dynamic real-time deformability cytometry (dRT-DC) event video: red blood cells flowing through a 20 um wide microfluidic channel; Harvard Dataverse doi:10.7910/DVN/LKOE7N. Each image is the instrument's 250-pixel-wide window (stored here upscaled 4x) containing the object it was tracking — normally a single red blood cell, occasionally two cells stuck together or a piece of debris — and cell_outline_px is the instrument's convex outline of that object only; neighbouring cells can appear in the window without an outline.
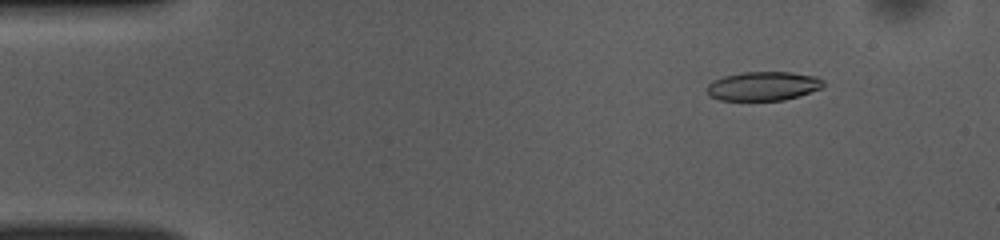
{"species": "common noctule bat (a hibernating species)", "species_latin": "Nyctalus noctula", "temperature_condition": "room temperature", "stored_images_in_passage": 50, "camera_frame_rate_fps": 3000, "um_per_image_px": 0.085, "animal": {"sex": "female", "body_mass_g": 10.0, "forearm_length_mm": 53.1}, "frame": {"image": 1, "passage_image": 6, "time_ms": 1.667, "image_size_px": [1000, 240], "cell_outline_px": [[824, 84], [820, 88], [784, 100], [720, 100], [708, 96], [704, 88], [712, 80], [724, 76], [744, 72], [792, 72], [816, 76], [824, 80]], "centroid_in_image_um": [64.8, 7.31], "position_along_channel_um": 20.2, "area_um2": 19.71}}
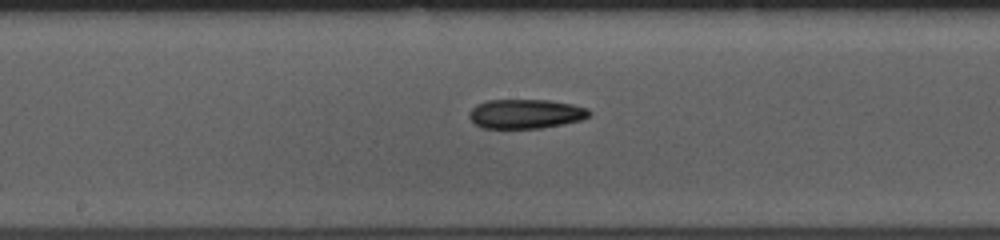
{"frame": {"image": 2, "passage_image": 26, "time_ms": 8.333, "image_size_px": [1000, 240], "cell_outline_px": [[592, 116], [580, 120], [564, 124], [540, 128], [480, 128], [468, 116], [468, 112], [476, 104], [484, 100], [548, 100], [572, 104], [588, 108], [592, 112]], "centroid_in_image_um": [44.69, 9.67], "position_along_channel_um": 203.5, "area_um2": 20.75}}
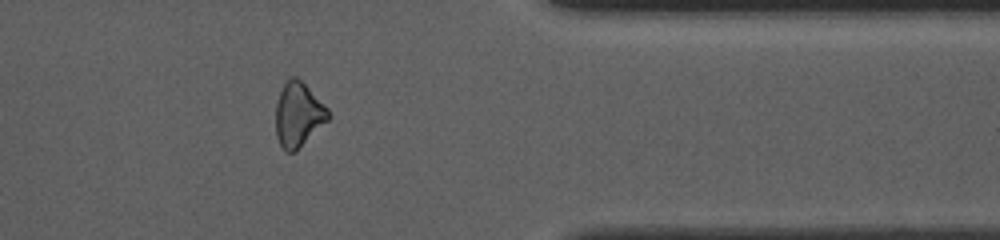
{"frame": {"image": 3, "passage_image": 41, "time_ms": 13.333, "image_size_px": [1000, 240], "cell_outline_px": [[332, 116], [328, 120], [292, 152], [284, 152], [276, 136], [276, 104], [280, 92], [284, 84], [292, 76], [296, 76], [328, 108]], "centroid_in_image_um": [25.34, 9.73], "position_along_channel_um": 386.1, "area_um2": 19.19}, "authors_computed_cell_mechanics": {"area_um2": 20.6057, "velocity_mm_per_s": 3.9573, "shape_relaxation_time_tau1_ms": 3.4725, "shape_relaxation_time_tau2_ms": 6.0668, "deformation_change_tau1": 0.1354, "deformation_change_tau2": 0.1725}}